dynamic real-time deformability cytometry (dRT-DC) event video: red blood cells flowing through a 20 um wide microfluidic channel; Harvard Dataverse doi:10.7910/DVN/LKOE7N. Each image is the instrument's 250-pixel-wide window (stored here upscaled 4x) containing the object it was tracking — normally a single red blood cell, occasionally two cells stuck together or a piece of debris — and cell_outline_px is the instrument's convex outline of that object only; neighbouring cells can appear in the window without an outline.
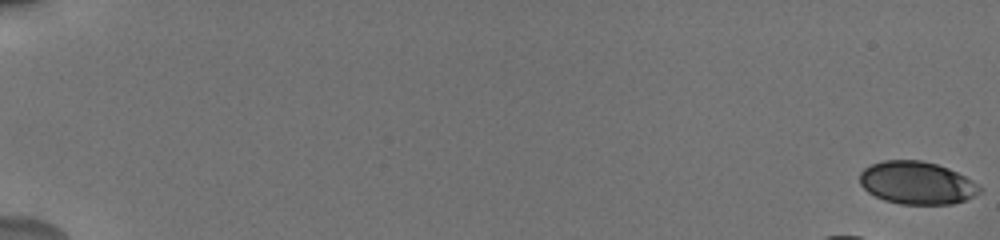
{"species": "human", "species_latin": "Homo sapiens", "temperature_condition": "cold", "stored_images_in_passage": 18, "camera_frame_rate_fps": 3000, "um_per_image_px": 0.085, "donor": {"sex": "male"}, "frame": {"image": 1, "passage_image": 1, "time_ms": 0.0, "image_size_px": [1000, 240], "cell_outline_px": [[980, 192], [964, 200], [952, 204], [900, 204], [884, 200], [868, 192], [860, 184], [860, 172], [864, 168], [872, 164], [884, 160], [920, 160], [936, 164], [948, 168], [964, 176], [976, 184], [980, 188]], "centroid_in_image_um": [77.89, 15.54], "position_along_channel_um": 7.1, "area_um2": 29.54}}
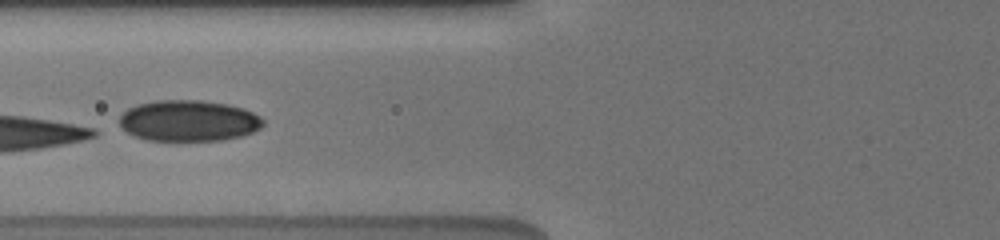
{"frame": {"image": 2, "passage_image": 18, "time_ms": 8.333, "image_size_px": [1000, 240], "cell_outline_px": [[264, 124], [260, 128], [252, 132], [240, 136], [220, 140], [144, 140], [128, 132], [120, 124], [120, 116], [128, 108], [136, 104], [156, 100], [200, 100], [228, 104], [244, 108], [260, 116], [264, 120]], "centroid_in_image_um": [16.04, 10.25], "position_along_channel_um": 109.8, "area_um2": 34.33}}